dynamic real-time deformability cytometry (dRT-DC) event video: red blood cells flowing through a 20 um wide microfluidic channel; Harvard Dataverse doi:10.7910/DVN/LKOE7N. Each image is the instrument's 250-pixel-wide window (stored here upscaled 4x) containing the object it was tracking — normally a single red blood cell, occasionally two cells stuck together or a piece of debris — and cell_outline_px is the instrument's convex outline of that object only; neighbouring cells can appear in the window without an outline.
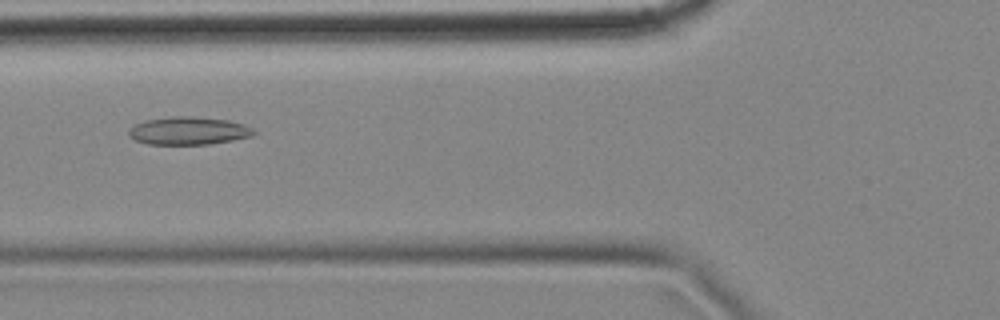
{"species": "common noctule bat (a hibernating species)", "species_latin": "Nyctalus noctula", "temperature_condition": "cold", "stored_images_in_passage": 6, "camera_frame_rate_fps": 3000, "um_per_image_px": 0.085, "animal": {"sex": "female", "body_mass_g": 18.4}, "frame": {"image": 1, "passage_image": 6, "time_ms": 1.667, "image_size_px": [1000, 320], "cell_outline_px": [[256, 132], [252, 136], [232, 140], [208, 144], [148, 144], [136, 140], [128, 136], [128, 132], [136, 124], [144, 120], [172, 116], [192, 116], [228, 120], [244, 124], [252, 128]], "centroid_in_image_um": [16.03, 11.11], "position_along_channel_um": 109.8, "area_um2": 20.23}}